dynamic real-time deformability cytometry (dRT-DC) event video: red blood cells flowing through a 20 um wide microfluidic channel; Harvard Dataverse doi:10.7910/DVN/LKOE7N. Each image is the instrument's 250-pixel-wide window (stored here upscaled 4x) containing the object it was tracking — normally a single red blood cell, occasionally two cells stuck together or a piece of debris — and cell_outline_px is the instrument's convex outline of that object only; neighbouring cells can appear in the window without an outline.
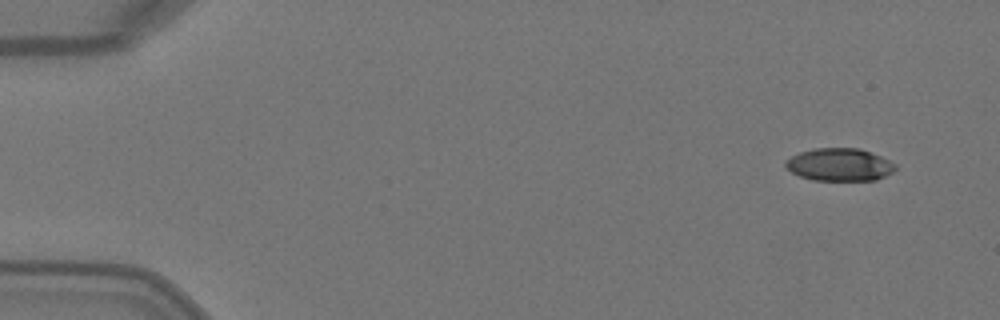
{"species": "Egyptian fruit bat (a non-hibernating species)", "species_latin": "Rousettus aegyptiacus", "temperature_condition": "warm", "stored_images_in_passage": 5, "camera_frame_rate_fps": 3000, "um_per_image_px": 0.085, "animal": {"sex": "female"}, "frame": {"image": 1, "passage_image": 1, "time_ms": 0.0, "image_size_px": [1000, 320], "cell_outline_px": [[896, 168], [892, 172], [876, 180], [812, 180], [800, 176], [792, 172], [784, 164], [784, 160], [800, 152], [816, 148], [860, 148], [872, 152], [896, 164]], "centroid_in_image_um": [71.36, 13.99], "position_along_channel_um": 13.6, "area_um2": 20.87}}
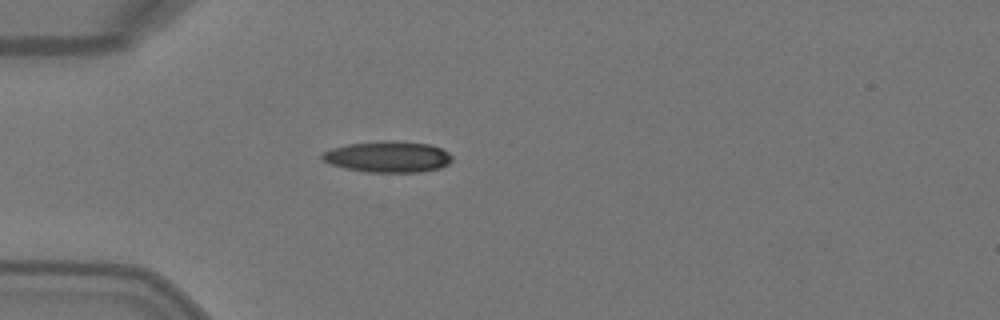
{"frame": {"image": 2, "passage_image": 4, "time_ms": 1.0, "image_size_px": [1000, 320], "cell_outline_px": [[452, 160], [448, 164], [440, 168], [420, 172], [368, 172], [344, 168], [328, 164], [320, 160], [320, 152], [332, 148], [348, 144], [380, 140], [396, 140], [432, 144], [448, 152], [452, 156]], "centroid_in_image_um": [32.93, 13.31], "position_along_channel_um": 52.1, "area_um2": 24.1}}